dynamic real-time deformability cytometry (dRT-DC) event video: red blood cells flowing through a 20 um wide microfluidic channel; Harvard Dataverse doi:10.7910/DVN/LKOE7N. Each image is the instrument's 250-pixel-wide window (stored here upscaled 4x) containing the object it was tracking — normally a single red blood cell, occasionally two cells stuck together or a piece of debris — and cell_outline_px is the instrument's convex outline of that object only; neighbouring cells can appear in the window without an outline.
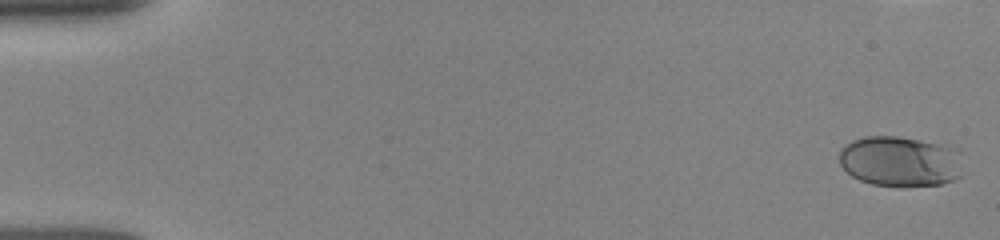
{"species": "human", "species_latin": "Homo sapiens", "temperature_condition": "room temperature", "stored_images_in_passage": 32, "camera_frame_rate_fps": 3000, "um_per_image_px": 0.085, "donor": {"sex": "female"}, "frame": {"image": 1, "passage_image": 1, "time_ms": 0.0, "image_size_px": [1000, 240], "cell_outline_px": [[960, 176], [956, 180], [940, 184], [872, 184], [860, 180], [852, 176], [840, 164], [840, 148], [844, 144], [852, 140], [864, 136], [896, 136], [936, 144], [948, 148]], "centroid_in_image_um": [76.31, 13.7], "position_along_channel_um": 8.7, "area_um2": 34.39}}
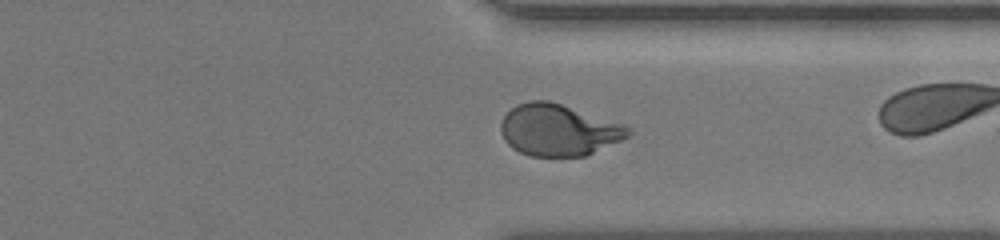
{"frame": {"image": 2, "passage_image": 30, "time_ms": 13.0, "image_size_px": [1000, 240], "cell_outline_px": [[632, 132], [628, 136], [620, 140], [584, 156], [532, 156], [520, 152], [512, 148], [504, 140], [500, 132], [500, 124], [504, 116], [516, 104], [528, 100], [548, 100], [628, 124], [632, 128]], "centroid_in_image_um": [47.48, 11.03], "position_along_channel_um": 363.9, "area_um2": 38.55}}